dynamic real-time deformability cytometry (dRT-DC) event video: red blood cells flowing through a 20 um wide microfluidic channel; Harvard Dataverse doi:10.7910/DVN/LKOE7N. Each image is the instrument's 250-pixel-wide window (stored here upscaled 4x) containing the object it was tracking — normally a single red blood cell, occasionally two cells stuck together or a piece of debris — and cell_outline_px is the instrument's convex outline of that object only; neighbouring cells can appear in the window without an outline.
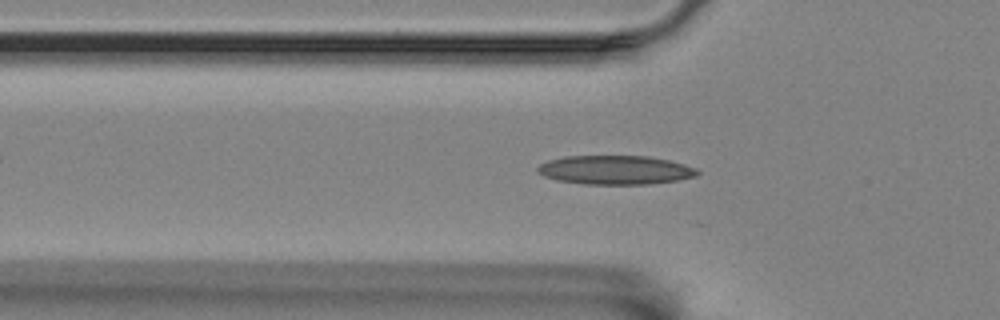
{"species": "Egyptian fruit bat (a non-hibernating species)", "species_latin": "Rousettus aegyptiacus", "temperature_condition": "room temperature", "stored_images_in_passage": 28, "camera_frame_rate_fps": 3000, "um_per_image_px": 0.085, "animal": {"sex": "female"}, "frame": {"image": 1, "passage_image": 18, "time_ms": 5.667, "image_size_px": [1000, 320], "cell_outline_px": [[700, 172], [696, 176], [676, 180], [648, 184], [584, 184], [556, 180], [544, 176], [536, 172], [536, 168], [540, 164], [548, 160], [564, 156], [648, 156], [668, 160], [684, 164], [696, 168]], "centroid_in_image_um": [52.26, 14.44], "position_along_channel_um": 73.5, "area_um2": 26.99}}
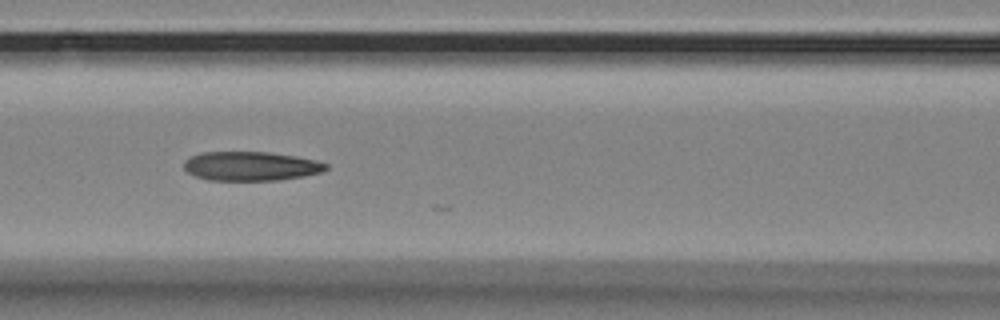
{"frame": {"image": 2, "passage_image": 24, "time_ms": 7.667, "image_size_px": [1000, 320], "cell_outline_px": [[328, 168], [320, 172], [304, 176], [280, 180], [208, 180], [196, 176], [188, 172], [184, 168], [184, 160], [200, 152], [268, 152], [316, 160], [328, 164]], "centroid_in_image_um": [21.31, 14.12], "position_along_channel_um": 145.3, "area_um2": 23.99}}
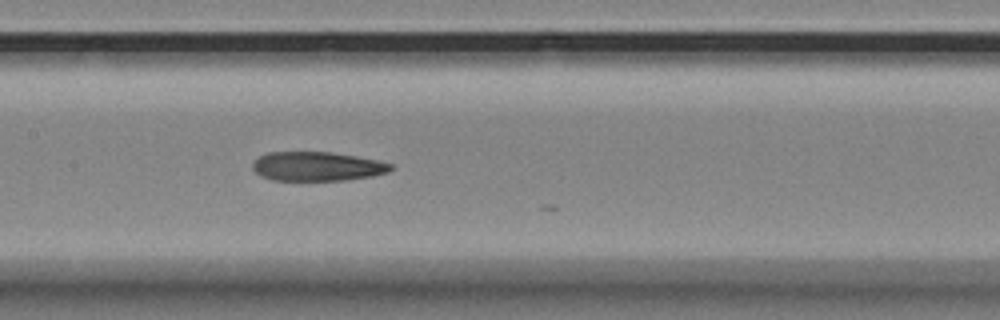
{"frame": {"image": 3, "passage_image": 27, "time_ms": 8.667, "image_size_px": [1000, 320], "cell_outline_px": [[392, 168], [388, 172], [372, 176], [344, 180], [272, 180], [260, 176], [252, 168], [252, 164], [260, 156], [268, 152], [328, 152], [376, 160], [392, 164]], "centroid_in_image_um": [26.92, 14.15], "position_along_channel_um": 180.5, "area_um2": 23.18}}